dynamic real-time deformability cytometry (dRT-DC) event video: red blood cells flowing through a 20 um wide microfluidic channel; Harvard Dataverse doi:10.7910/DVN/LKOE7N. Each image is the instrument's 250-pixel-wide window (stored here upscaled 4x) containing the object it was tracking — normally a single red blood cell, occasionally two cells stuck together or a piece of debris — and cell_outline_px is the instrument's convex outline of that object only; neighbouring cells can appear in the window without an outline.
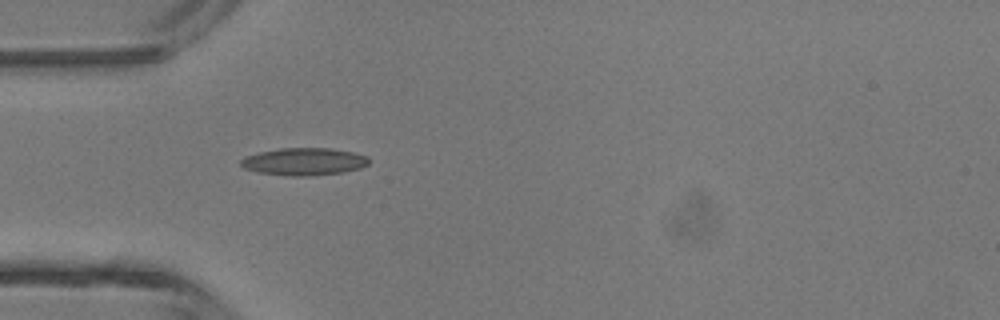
{"species": "common noctule bat (a hibernating species)", "species_latin": "Nyctalus noctula", "temperature_condition": "room temperature", "stored_images_in_passage": 1, "camera_frame_rate_fps": 3000, "um_per_image_px": 0.085, "animal": {"sex": "male", "body_mass_g": 13.3}, "frame": {"image": 1, "passage_image": 1, "time_ms": 0.0, "image_size_px": [1000, 320], "cell_outline_px": [[368, 164], [360, 168], [344, 172], [308, 176], [292, 176], [260, 172], [244, 168], [240, 164], [240, 160], [244, 156], [260, 152], [280, 148], [332, 148], [352, 152], [368, 156]], "centroid_in_image_um": [25.84, 13.73], "position_along_channel_um": 59.2, "area_um2": 20.4}}